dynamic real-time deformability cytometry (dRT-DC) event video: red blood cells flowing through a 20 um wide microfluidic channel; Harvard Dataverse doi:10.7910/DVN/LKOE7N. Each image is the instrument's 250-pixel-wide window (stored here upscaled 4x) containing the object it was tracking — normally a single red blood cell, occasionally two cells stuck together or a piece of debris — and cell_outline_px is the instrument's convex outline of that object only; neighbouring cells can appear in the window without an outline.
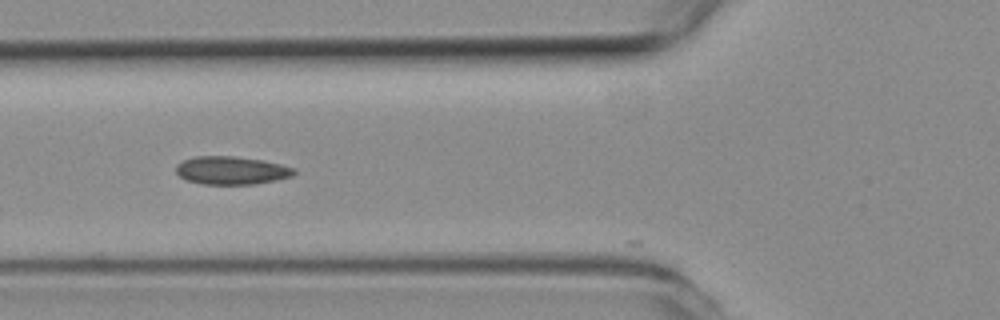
{"species": "common noctule bat (a hibernating species)", "species_latin": "Nyctalus noctula", "temperature_condition": "room temperature", "stored_images_in_passage": 4, "camera_frame_rate_fps": 3000, "um_per_image_px": 0.085, "animal": {"sex": "female", "body_mass_g": 19.3, "forearm_length_mm": 54.1}, "frame": {"image": 1, "passage_image": 2, "time_ms": 0.333, "image_size_px": [1000, 320], "cell_outline_px": [[296, 172], [292, 176], [276, 180], [256, 184], [204, 184], [188, 180], [180, 176], [176, 172], [176, 164], [184, 160], [196, 156], [236, 156], [264, 160], [296, 168]], "centroid_in_image_um": [19.7, 14.48], "position_along_channel_um": 106.1, "area_um2": 19.36}}